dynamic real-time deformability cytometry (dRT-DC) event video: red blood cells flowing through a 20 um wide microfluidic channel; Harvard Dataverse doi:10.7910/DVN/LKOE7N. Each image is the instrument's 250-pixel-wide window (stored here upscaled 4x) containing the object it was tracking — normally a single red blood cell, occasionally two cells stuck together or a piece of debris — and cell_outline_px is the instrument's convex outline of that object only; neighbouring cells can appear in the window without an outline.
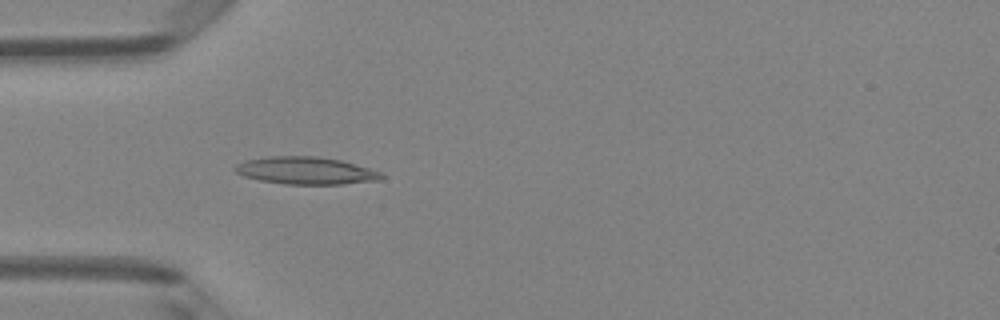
{"species": "Egyptian fruit bat (a non-hibernating species)", "species_latin": "Rousettus aegyptiacus", "temperature_condition": "room temperature", "stored_images_in_passage": 3, "camera_frame_rate_fps": 3000, "um_per_image_px": 0.085, "animal": {"sex": "female"}, "frame": {"image": 1, "passage_image": 3, "time_ms": 0.667, "image_size_px": [1000, 320], "cell_outline_px": [[384, 180], [344, 184], [284, 184], [260, 180], [244, 176], [236, 172], [232, 168], [236, 164], [244, 160], [268, 156], [316, 156], [340, 160], [384, 172]], "centroid_in_image_um": [26.03, 14.5], "position_along_channel_um": 59.0, "area_um2": 23.64}}